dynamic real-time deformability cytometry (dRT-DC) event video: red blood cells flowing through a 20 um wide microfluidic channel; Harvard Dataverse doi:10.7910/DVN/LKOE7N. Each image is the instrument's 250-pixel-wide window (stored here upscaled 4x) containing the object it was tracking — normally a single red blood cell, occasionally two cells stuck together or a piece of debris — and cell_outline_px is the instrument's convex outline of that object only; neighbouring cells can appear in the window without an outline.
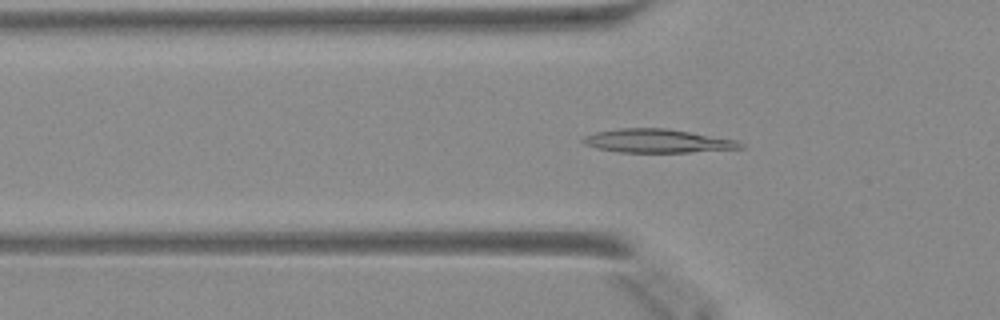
{"species": "Egyptian fruit bat (a non-hibernating species)", "species_latin": "Rousettus aegyptiacus", "temperature_condition": "warm", "stored_images_in_passage": 13, "camera_frame_rate_fps": 3000, "um_per_image_px": 0.085, "animal": {"sex": "female"}, "frame": {"image": 1, "passage_image": 5, "time_ms": 1.333, "image_size_px": [1000, 320], "cell_outline_px": [[744, 148], [688, 152], [620, 152], [596, 148], [584, 144], [580, 140], [584, 136], [596, 132], [620, 128], [664, 128], [736, 140], [744, 144]], "centroid_in_image_um": [55.84, 11.98], "position_along_channel_um": 70.0, "area_um2": 21.39}}
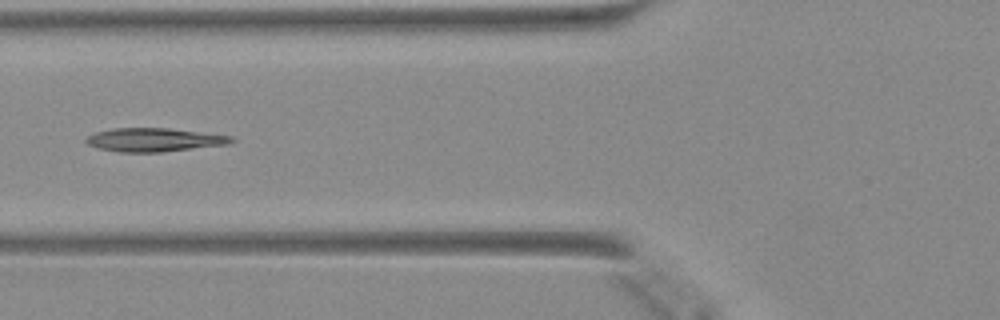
{"frame": {"image": 2, "passage_image": 8, "time_ms": 2.333, "image_size_px": [1000, 320], "cell_outline_px": [[236, 140], [228, 144], [160, 152], [120, 152], [100, 148], [88, 144], [84, 140], [88, 136], [96, 132], [112, 128], [168, 128], [232, 136]], "centroid_in_image_um": [13.1, 11.88], "position_along_channel_um": 112.7, "area_um2": 19.71}}
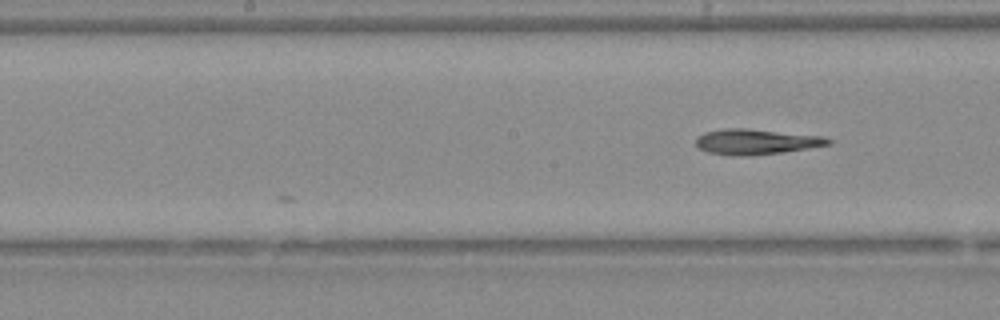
{"frame": {"image": 3, "passage_image": 13, "time_ms": 4.0, "image_size_px": [1000, 320], "cell_outline_px": [[832, 144], [780, 152], [748, 156], [732, 156], [708, 152], [700, 148], [696, 144], [696, 136], [704, 132], [724, 128], [748, 128], [824, 136], [832, 140]], "centroid_in_image_um": [64.25, 12.03], "position_along_channel_um": 184.0, "area_um2": 19.65}}